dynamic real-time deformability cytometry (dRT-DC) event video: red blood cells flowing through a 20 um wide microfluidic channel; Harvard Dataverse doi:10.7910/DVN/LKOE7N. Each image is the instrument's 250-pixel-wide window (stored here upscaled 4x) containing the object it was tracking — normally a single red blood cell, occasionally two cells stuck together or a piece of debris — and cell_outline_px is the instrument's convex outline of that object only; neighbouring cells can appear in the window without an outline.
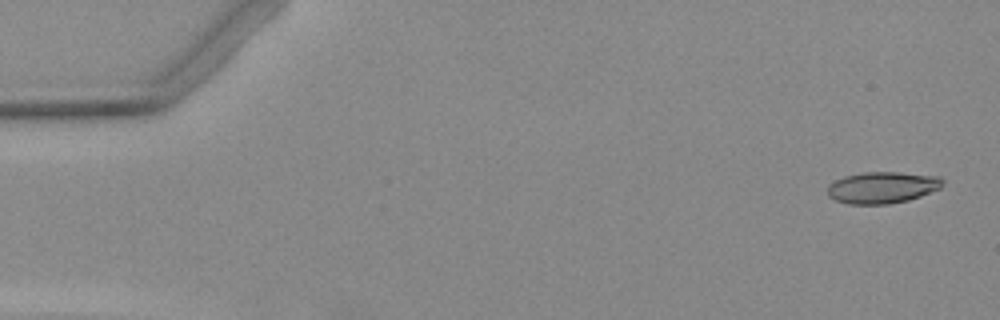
{"species": "Egyptian fruit bat (a non-hibernating species)", "species_latin": "Rousettus aegyptiacus", "temperature_condition": "warm", "stored_images_in_passage": 5, "camera_frame_rate_fps": 3000, "um_per_image_px": 0.085, "animal": {"sex": "female"}, "frame": {"image": 1, "passage_image": 1, "time_ms": 0.0, "image_size_px": [1000, 320], "cell_outline_px": [[944, 184], [940, 188], [920, 196], [908, 200], [888, 204], [848, 204], [836, 200], [828, 196], [828, 184], [844, 176], [864, 172], [900, 172], [940, 176], [944, 180]], "centroid_in_image_um": [75.01, 15.93], "position_along_channel_um": 10.0, "area_um2": 21.27}}